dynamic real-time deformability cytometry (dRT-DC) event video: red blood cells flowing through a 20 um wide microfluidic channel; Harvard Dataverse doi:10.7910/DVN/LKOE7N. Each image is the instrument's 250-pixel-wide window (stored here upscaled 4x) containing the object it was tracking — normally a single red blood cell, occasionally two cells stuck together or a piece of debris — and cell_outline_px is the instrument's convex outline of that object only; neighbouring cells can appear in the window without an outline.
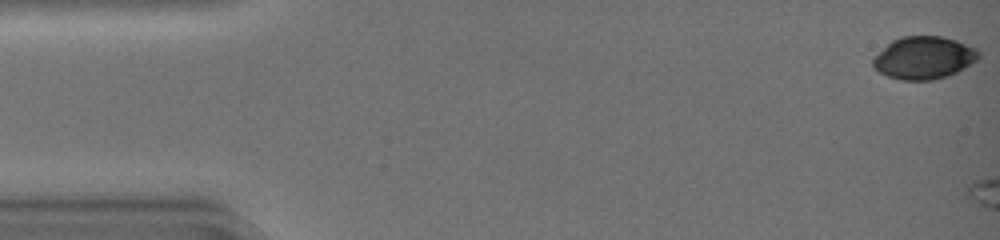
{"species": "common noctule bat (a hibernating species)", "species_latin": "Nyctalus noctula", "temperature_condition": "warm", "stored_images_in_passage": 6, "camera_frame_rate_fps": 3000, "um_per_image_px": 0.085, "animal": {"sex": "female", "body_mass_g": 19.0, "forearm_length_mm": 51.5}, "frame": {"image": 1, "passage_image": 1, "time_ms": 0.0, "image_size_px": [1000, 240], "cell_outline_px": [[980, 56], [976, 60], [964, 68], [948, 76], [932, 80], [900, 80], [888, 76], [872, 68], [872, 60], [892, 40], [904, 36], [940, 36], [956, 40], [976, 48], [980, 52]], "centroid_in_image_um": [78.53, 4.92], "position_along_channel_um": 6.5, "area_um2": 26.07}}